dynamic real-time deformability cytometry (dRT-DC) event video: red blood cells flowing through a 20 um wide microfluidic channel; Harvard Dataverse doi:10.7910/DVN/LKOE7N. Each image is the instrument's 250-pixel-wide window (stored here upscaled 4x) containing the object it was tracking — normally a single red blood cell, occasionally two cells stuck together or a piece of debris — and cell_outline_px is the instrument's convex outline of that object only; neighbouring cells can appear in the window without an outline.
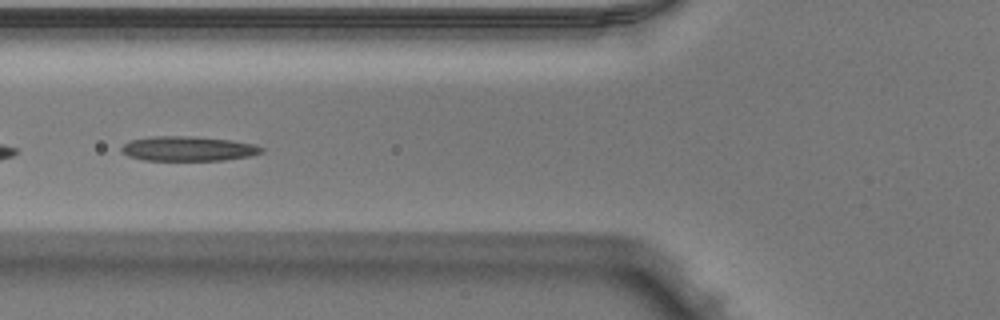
{"species": "Egyptian fruit bat (a non-hibernating species)", "species_latin": "Rousettus aegyptiacus", "temperature_condition": "warm", "stored_images_in_passage": 37, "camera_frame_rate_fps": 3000, "um_per_image_px": 0.085, "animal": {"sex": "male"}, "frame": {"image": 1, "passage_image": 11, "time_ms": 3.333, "image_size_px": [1000, 320], "cell_outline_px": [[264, 152], [252, 156], [224, 160], [144, 160], [128, 156], [120, 152], [120, 148], [124, 144], [132, 140], [152, 136], [196, 136], [232, 140], [252, 144], [264, 148]], "centroid_in_image_um": [16.0, 12.63], "position_along_channel_um": 109.8, "area_um2": 20.29}, "authors_computed_cell_mechanics": {"area_um2": 20.23, "velocity_mm_per_s": 3.9537, "shape_relaxation_time_tau1_ms": 3.4712, "shape_relaxation_time_tau2_ms": 3.0718, "deformation_change_tau1": 0.1258, "deformation_change_tau2": 0.101}}